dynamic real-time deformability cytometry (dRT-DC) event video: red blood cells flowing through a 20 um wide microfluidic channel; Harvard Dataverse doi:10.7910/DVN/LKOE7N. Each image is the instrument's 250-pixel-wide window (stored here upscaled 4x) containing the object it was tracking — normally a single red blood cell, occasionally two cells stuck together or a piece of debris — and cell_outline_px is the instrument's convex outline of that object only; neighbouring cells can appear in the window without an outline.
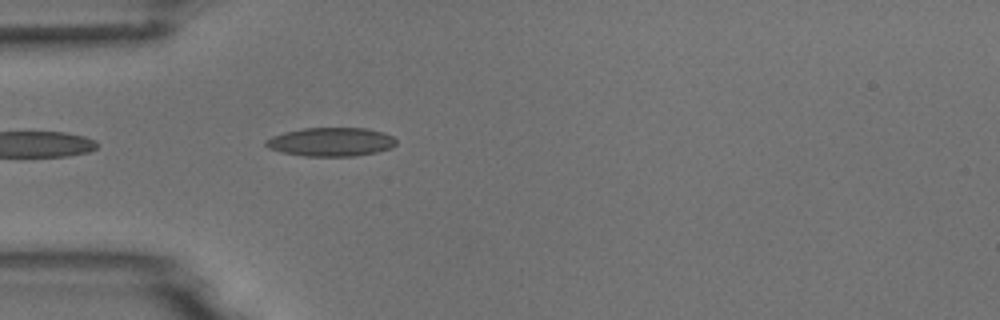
{"species": "common noctule bat (a hibernating species)", "species_latin": "Nyctalus noctula", "temperature_condition": "room temperature", "stored_images_in_passage": 4, "camera_frame_rate_fps": 3000, "um_per_image_px": 0.085, "animal": {"sex": "male", "body_mass_g": 18.8}, "frame": {"image": 1, "passage_image": 4, "time_ms": 3.333, "image_size_px": [1000, 320], "cell_outline_px": [[396, 144], [392, 148], [376, 152], [352, 156], [304, 156], [280, 152], [268, 148], [264, 144], [264, 140], [272, 136], [284, 132], [304, 128], [368, 128], [384, 132], [392, 136], [396, 140]], "centroid_in_image_um": [28.12, 12.06], "position_along_channel_um": 56.9, "area_um2": 21.96}}